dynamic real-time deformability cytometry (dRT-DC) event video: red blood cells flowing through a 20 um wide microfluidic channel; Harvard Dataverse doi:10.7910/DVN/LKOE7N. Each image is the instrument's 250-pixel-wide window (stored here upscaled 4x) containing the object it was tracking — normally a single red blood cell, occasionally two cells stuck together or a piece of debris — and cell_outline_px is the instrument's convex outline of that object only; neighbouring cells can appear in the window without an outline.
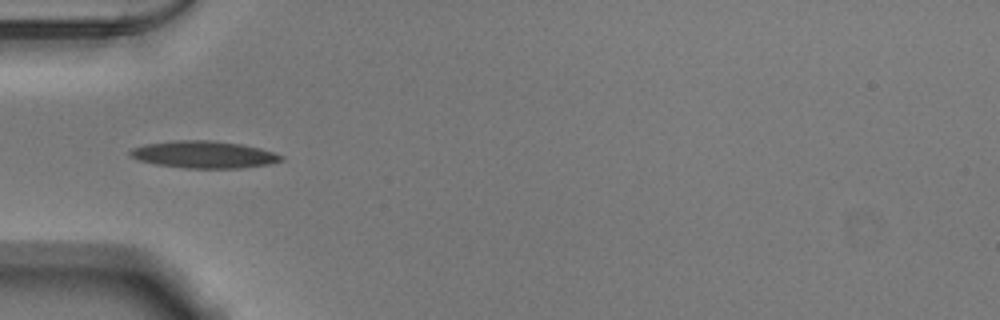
{"species": "Egyptian fruit bat (a non-hibernating species)", "species_latin": "Rousettus aegyptiacus", "temperature_condition": "warm", "stored_images_in_passage": 26, "camera_frame_rate_fps": 3000, "um_per_image_px": 0.085, "animal": {"sex": "male"}, "frame": {"image": 1, "passage_image": 1, "time_ms": 0.0, "image_size_px": [1000, 320], "cell_outline_px": [[284, 160], [268, 164], [240, 168], [184, 168], [156, 164], [140, 160], [132, 156], [128, 152], [132, 148], [144, 144], [176, 140], [212, 140], [240, 144], [260, 148], [284, 156]], "centroid_in_image_um": [17.33, 13.13], "position_along_channel_um": 67.7, "area_um2": 23.76}}
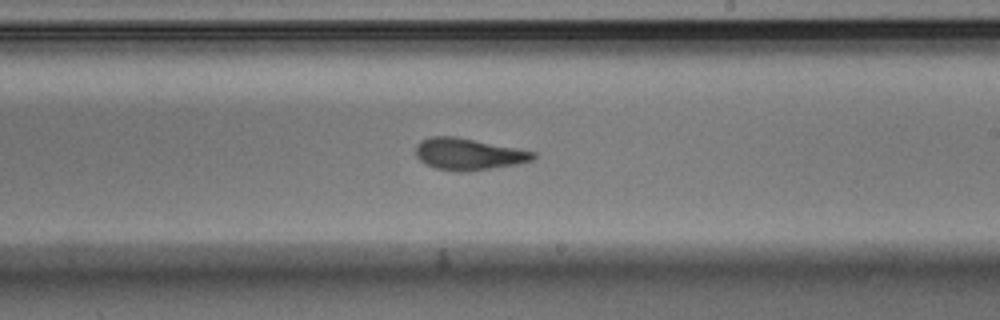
{"frame": {"image": 2, "passage_image": 15, "time_ms": 4.667, "image_size_px": [1000, 320], "cell_outline_px": [[536, 156], [532, 160], [516, 164], [468, 172], [456, 172], [436, 168], [420, 160], [416, 156], [416, 144], [420, 140], [432, 136], [456, 136], [536, 152]], "centroid_in_image_um": [39.8, 13.1], "position_along_channel_um": 249.2, "area_um2": 21.68}}
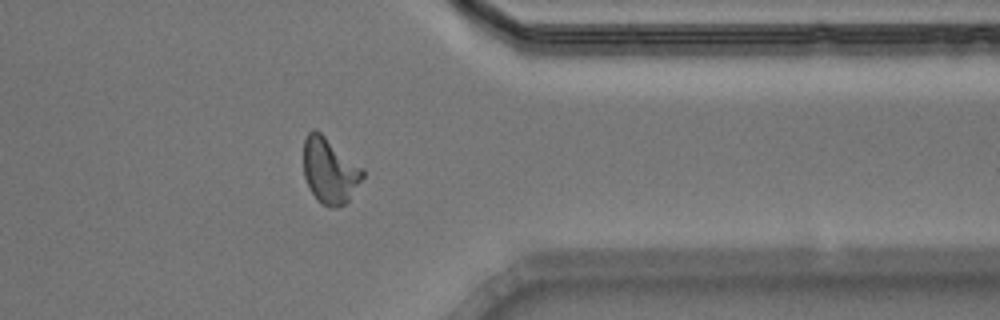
{"frame": {"image": 3, "passage_image": 26, "time_ms": 8.333, "image_size_px": [1000, 320], "cell_outline_px": [[364, 176], [348, 200], [344, 204], [332, 208], [328, 208], [312, 192], [304, 176], [304, 140], [308, 132], [312, 128], [316, 128], [364, 168]], "centroid_in_image_um": [28.03, 14.45], "position_along_channel_um": 383.4, "area_um2": 22.48}, "authors_computed_cell_mechanics": {"area_um2": 21.9062, "velocity_mm_per_s": 3.8812, "shape_relaxation_time_tau1_ms": 3.7523, "shape_relaxation_time_tau2_ms": 1.7482, "deformation_change_tau1": 0.1841, "deformation_change_tau2": 0.1094}}